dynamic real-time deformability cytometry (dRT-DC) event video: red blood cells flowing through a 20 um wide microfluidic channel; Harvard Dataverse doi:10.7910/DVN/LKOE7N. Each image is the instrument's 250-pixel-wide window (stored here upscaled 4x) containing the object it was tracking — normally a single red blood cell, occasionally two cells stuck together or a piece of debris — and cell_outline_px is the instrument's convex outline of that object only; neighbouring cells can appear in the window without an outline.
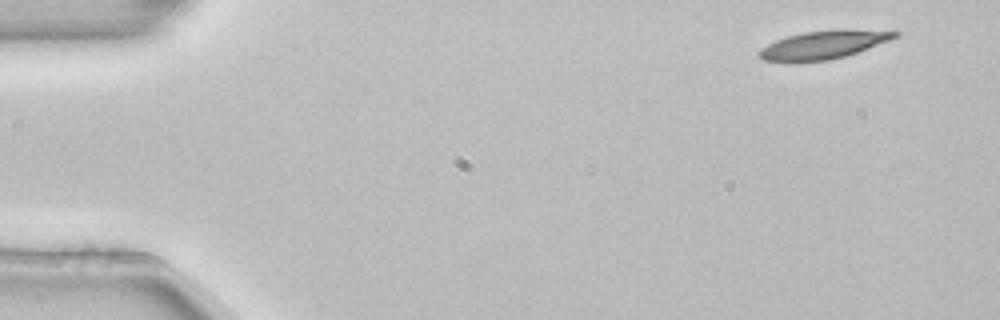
{"species": "common noctule bat (a hibernating species)", "species_latin": "Nyctalus noctula", "temperature_condition": "room temperature", "stored_images_in_passage": 4, "camera_frame_rate_fps": 3000, "um_per_image_px": 0.085, "animal": {"sex": "female", "body_mass_g": 22.7, "forearm_length_mm": 54.2}, "frame": {"image": 1, "passage_image": 1, "time_ms": 0.0, "image_size_px": [1000, 320], "cell_outline_px": [[900, 36], [856, 52], [844, 56], [828, 60], [800, 64], [788, 64], [764, 60], [760, 56], [760, 48], [776, 40], [788, 36], [804, 32], [836, 28], [848, 28], [900, 32]], "centroid_in_image_um": [69.96, 3.82], "position_along_channel_um": 15.0, "area_um2": 22.95}}
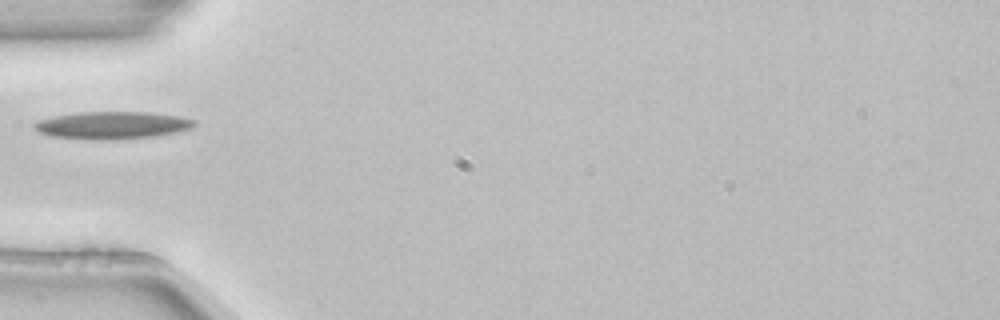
{"frame": {"image": 2, "passage_image": 4, "time_ms": 1.0, "image_size_px": [1000, 320], "cell_outline_px": [[196, 124], [188, 128], [172, 132], [152, 136], [108, 140], [100, 140], [52, 136], [40, 132], [32, 128], [32, 124], [36, 120], [56, 116], [80, 112], [148, 112], [180, 116], [196, 120]], "centroid_in_image_um": [9.48, 10.63], "position_along_channel_um": 75.5, "area_um2": 25.26}}